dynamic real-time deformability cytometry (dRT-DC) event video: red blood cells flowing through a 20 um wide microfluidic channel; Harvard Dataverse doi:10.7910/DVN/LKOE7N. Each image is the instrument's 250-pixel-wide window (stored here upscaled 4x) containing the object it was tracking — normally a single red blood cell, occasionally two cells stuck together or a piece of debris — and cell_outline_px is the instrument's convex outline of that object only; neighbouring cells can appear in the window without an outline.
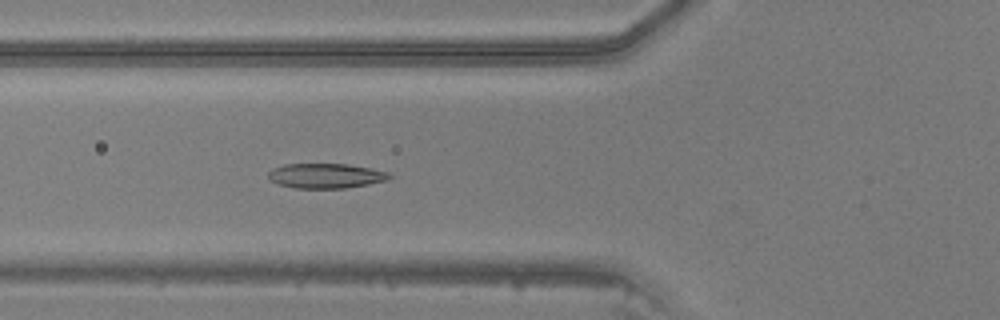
{"species": "common noctule bat (a hibernating species)", "species_latin": "Nyctalus noctula", "temperature_condition": "warm", "stored_images_in_passage": 47, "camera_frame_rate_fps": 3000, "um_per_image_px": 0.085, "animal": {"sex": "male", "body_mass_g": 20.5, "forearm_length_mm": 52.5}, "frame": {"image": 1, "passage_image": 18, "time_ms": 5.667, "image_size_px": [1000, 320], "cell_outline_px": [[392, 176], [388, 180], [368, 184], [344, 188], [296, 188], [276, 184], [268, 176], [268, 172], [272, 168], [284, 164], [348, 164], [372, 168], [392, 172]], "centroid_in_image_um": [27.73, 14.93], "position_along_channel_um": 98.1, "area_um2": 17.69}}
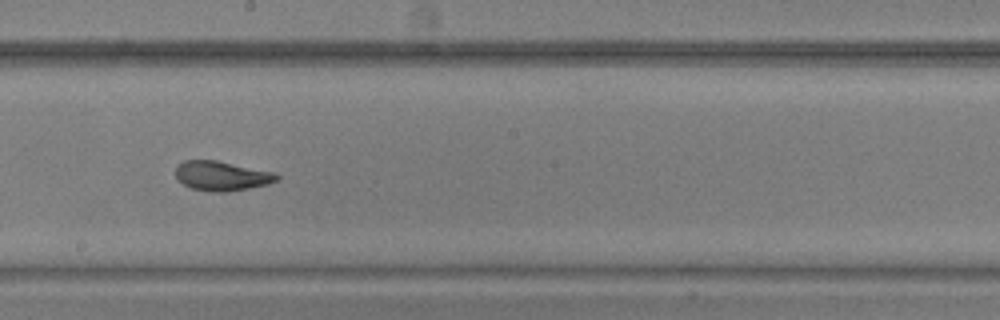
{"frame": {"image": 2, "passage_image": 27, "time_ms": 8.667, "image_size_px": [1000, 320], "cell_outline_px": [[280, 180], [268, 184], [228, 192], [212, 192], [192, 188], [176, 180], [176, 164], [184, 160], [216, 160], [276, 172], [280, 176]], "centroid_in_image_um": [18.86, 14.94], "position_along_channel_um": 229.3, "area_um2": 17.69}}
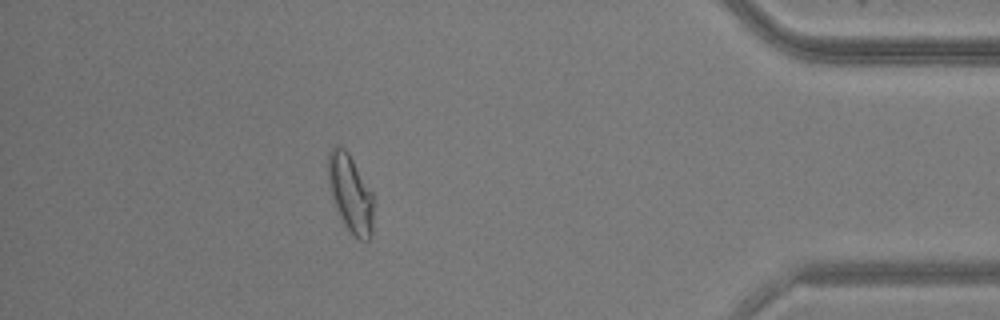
{"frame": {"image": 3, "passage_image": 42, "time_ms": 13.667, "image_size_px": [1000, 320], "cell_outline_px": [[372, 236], [368, 240], [360, 240], [344, 224], [336, 208], [332, 196], [328, 180], [328, 152], [336, 144], [344, 148], [348, 152], [372, 192]], "centroid_in_image_um": [29.77, 16.41], "position_along_channel_um": 405.4, "area_um2": 20.17}}